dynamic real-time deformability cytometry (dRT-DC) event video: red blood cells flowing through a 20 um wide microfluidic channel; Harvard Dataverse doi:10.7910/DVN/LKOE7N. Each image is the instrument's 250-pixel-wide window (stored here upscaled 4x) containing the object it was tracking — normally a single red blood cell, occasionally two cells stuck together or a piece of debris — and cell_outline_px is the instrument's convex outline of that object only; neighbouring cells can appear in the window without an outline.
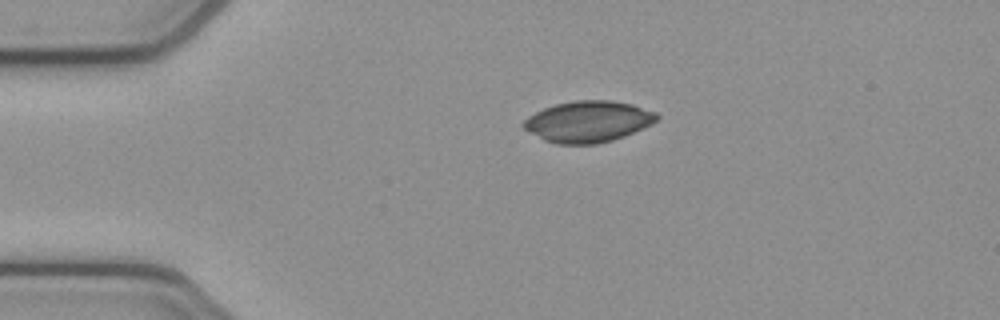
{"species": "common noctule bat (a hibernating species)", "species_latin": "Nyctalus noctula", "temperature_condition": "cold", "stored_images_in_passage": 43, "camera_frame_rate_fps": 3000, "um_per_image_px": 0.085, "animal": {"sex": "female", "body_mass_g": 21.9}, "frame": {"image": 1, "passage_image": 1, "time_ms": 0.0, "image_size_px": [1000, 320], "cell_outline_px": [[660, 116], [652, 124], [624, 136], [612, 140], [596, 144], [556, 144], [544, 140], [528, 132], [520, 124], [528, 116], [544, 108], [556, 104], [572, 100], [612, 100], [632, 104], [656, 112]], "centroid_in_image_um": [49.97, 10.33], "position_along_channel_um": 35.0, "area_um2": 32.14}}
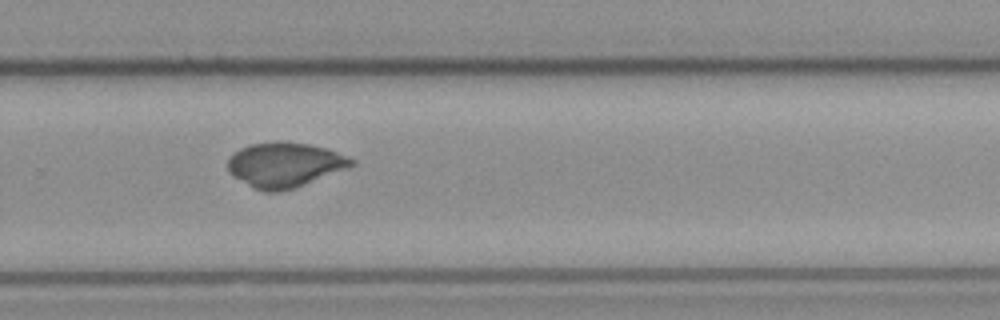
{"frame": {"image": 2, "passage_image": 25, "time_ms": 8.0, "image_size_px": [1000, 320], "cell_outline_px": [[356, 164], [296, 188], [280, 192], [264, 192], [248, 184], [228, 172], [228, 160], [232, 152], [240, 148], [252, 144], [308, 144], [324, 148], [336, 152], [356, 160]], "centroid_in_image_um": [24.2, 14.05], "position_along_channel_um": 305.6, "area_um2": 31.39}}
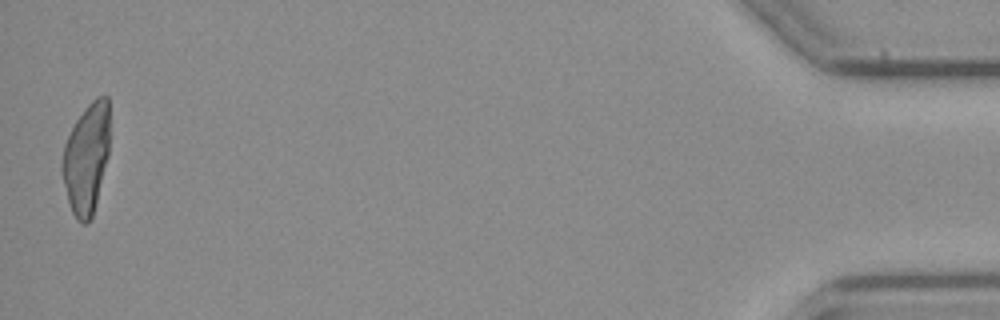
{"frame": {"image": 3, "passage_image": 42, "time_ms": 13.667, "image_size_px": [1000, 320], "cell_outline_px": [[108, 156], [96, 204], [92, 216], [88, 224], [84, 224], [76, 220], [68, 204], [60, 168], [64, 144], [76, 120], [88, 104], [96, 96], [108, 96]], "centroid_in_image_um": [7.32, 13.51], "position_along_channel_um": 427.9, "area_um2": 30.58}}